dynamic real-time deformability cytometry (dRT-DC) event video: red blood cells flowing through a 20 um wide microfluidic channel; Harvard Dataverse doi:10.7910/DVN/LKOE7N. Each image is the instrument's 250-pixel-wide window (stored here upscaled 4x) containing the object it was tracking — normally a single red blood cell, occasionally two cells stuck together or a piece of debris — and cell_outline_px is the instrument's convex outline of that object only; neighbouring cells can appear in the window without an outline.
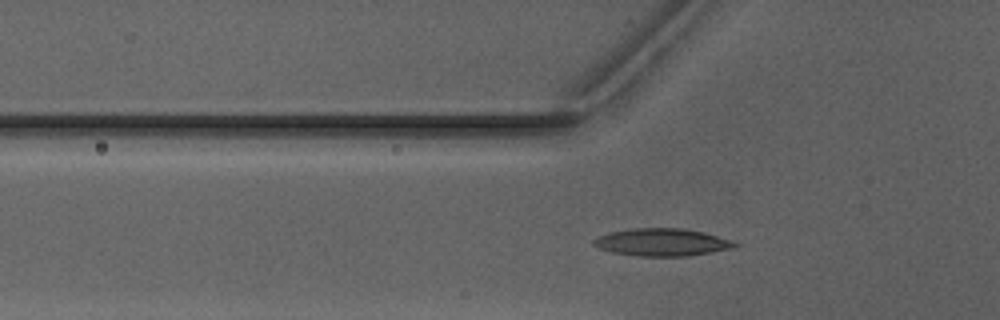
{"species": "Egyptian fruit bat (a non-hibernating species)", "species_latin": "Rousettus aegyptiacus", "temperature_condition": "warm", "stored_images_in_passage": 36, "camera_frame_rate_fps": 3000, "um_per_image_px": 0.085, "animal": {"sex": "male"}, "frame": {"image": 1, "passage_image": 10, "time_ms": 3.0, "image_size_px": [1000, 320], "cell_outline_px": [[740, 244], [736, 248], [688, 256], [636, 256], [612, 252], [596, 248], [592, 244], [592, 240], [596, 236], [612, 232], [632, 228], [680, 228], [704, 232], [736, 240]], "centroid_in_image_um": [56.31, 20.59], "position_along_channel_um": 69.5, "area_um2": 23.06}}
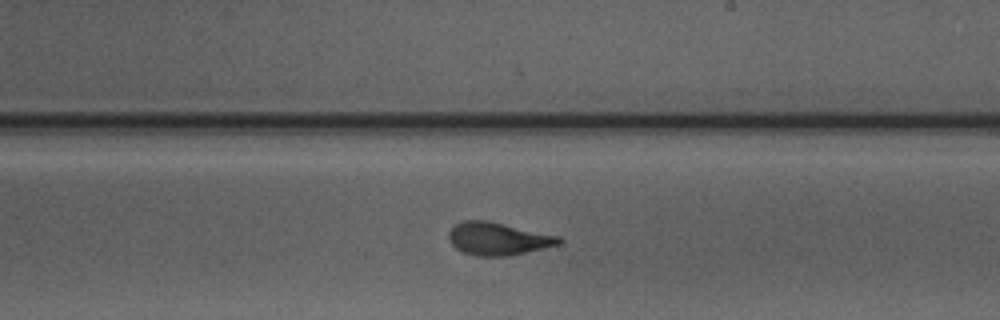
{"frame": {"image": 2, "passage_image": 23, "time_ms": 7.333, "image_size_px": [1000, 320], "cell_outline_px": [[564, 240], [560, 244], [544, 248], [508, 256], [476, 256], [464, 252], [456, 248], [448, 240], [448, 232], [456, 224], [464, 220], [488, 220], [560, 236]], "centroid_in_image_um": [42.34, 20.29], "position_along_channel_um": 246.7, "area_um2": 21.1}}
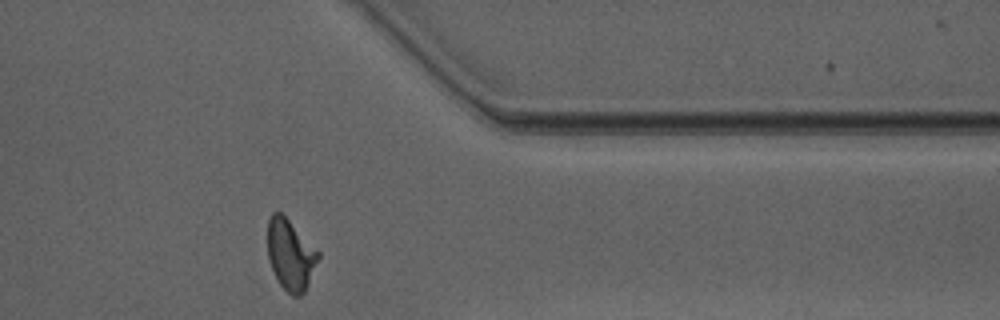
{"frame": {"image": 3, "passage_image": 34, "time_ms": 11.0, "image_size_px": [1000, 320], "cell_outline_px": [[320, 256], [304, 292], [300, 296], [292, 296], [280, 284], [268, 260], [268, 220], [272, 212], [280, 212], [320, 252]], "centroid_in_image_um": [24.69, 21.65], "position_along_channel_um": 386.7, "area_um2": 20.46}, "authors_computed_cell_mechanics": {"area_um2": 20.6346, "velocity_mm_per_s": 4.1014, "shape_relaxation_time_tau1_ms": 3.9546, "shape_relaxation_time_tau2_ms": 0.9498, "deformation_change_tau1": 0.1742, "deformation_change_tau2": 0.0816}}